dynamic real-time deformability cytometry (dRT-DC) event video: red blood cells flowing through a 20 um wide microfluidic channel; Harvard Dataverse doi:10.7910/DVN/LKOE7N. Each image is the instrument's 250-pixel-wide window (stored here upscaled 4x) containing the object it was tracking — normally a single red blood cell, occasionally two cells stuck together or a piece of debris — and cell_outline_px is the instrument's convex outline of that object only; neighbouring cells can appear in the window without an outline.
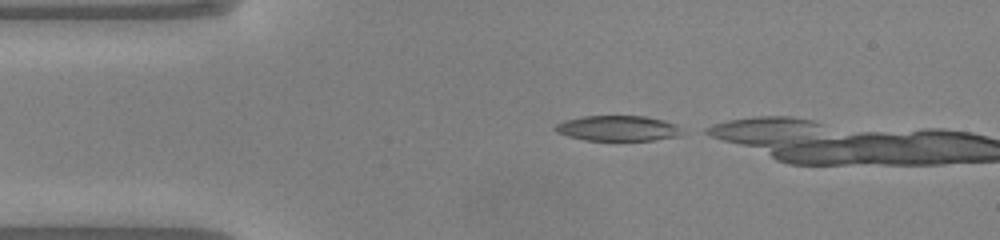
{"species": "common noctule bat (a hibernating species)", "species_latin": "Nyctalus noctula", "temperature_condition": "warm", "stored_images_in_passage": 13, "camera_frame_rate_fps": 3000, "um_per_image_px": 0.085, "animal": {"sex": "male", "body_mass_g": 20.0, "forearm_length_mm": 53.3}, "frame": {"image": 1, "passage_image": 2, "time_ms": 0.333, "image_size_px": [1000, 240], "cell_outline_px": [[676, 136], [652, 140], [584, 140], [568, 136], [556, 132], [552, 128], [556, 124], [568, 120], [584, 116], [644, 116], [664, 120], [672, 124], [676, 128]], "centroid_in_image_um": [52.38, 10.9], "position_along_channel_um": 32.6, "area_um2": 18.15}}
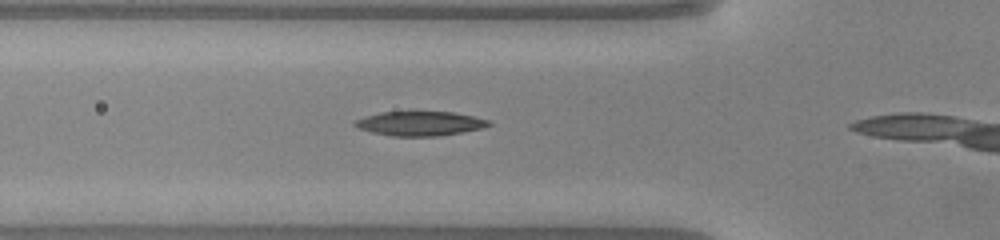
{"frame": {"image": 2, "passage_image": 9, "time_ms": 2.667, "image_size_px": [1000, 240], "cell_outline_px": [[492, 124], [480, 128], [460, 132], [436, 136], [392, 136], [372, 132], [360, 128], [352, 124], [356, 120], [380, 112], [452, 112], [472, 116], [488, 120]], "centroid_in_image_um": [35.68, 10.5], "position_along_channel_um": 90.1, "area_um2": 18.55}}
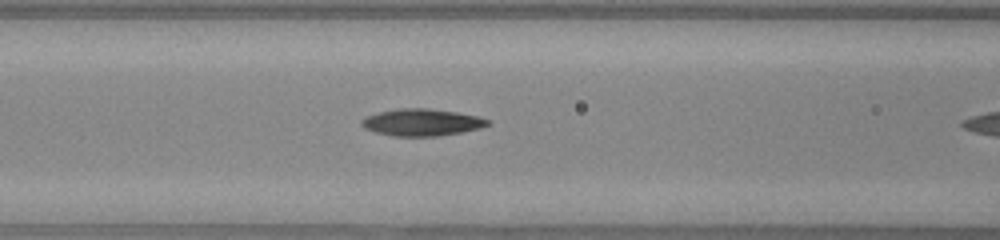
{"frame": {"image": 3, "passage_image": 12, "time_ms": 3.667, "image_size_px": [1000, 240], "cell_outline_px": [[488, 124], [480, 128], [460, 132], [436, 136], [392, 136], [376, 132], [364, 128], [360, 124], [360, 120], [368, 116], [380, 112], [396, 108], [428, 108], [456, 112], [476, 116], [488, 120]], "centroid_in_image_um": [35.8, 10.4], "position_along_channel_um": 130.8, "area_um2": 19.59}}